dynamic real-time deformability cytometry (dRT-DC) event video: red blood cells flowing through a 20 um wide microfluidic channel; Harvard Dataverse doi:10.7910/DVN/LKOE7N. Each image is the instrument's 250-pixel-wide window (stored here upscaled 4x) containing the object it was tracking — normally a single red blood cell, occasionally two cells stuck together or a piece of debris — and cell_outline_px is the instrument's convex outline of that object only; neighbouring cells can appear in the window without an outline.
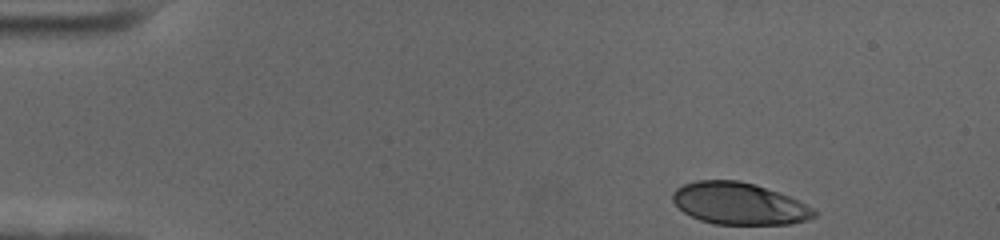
{"species": "human", "species_latin": "Homo sapiens", "temperature_condition": "cold", "stored_images_in_passage": 43, "camera_frame_rate_fps": 3000, "um_per_image_px": 0.085, "donor": {"sex": "female"}, "frame": {"image": 1, "passage_image": 1, "time_ms": 0.0, "image_size_px": [1000, 240], "cell_outline_px": [[820, 212], [816, 216], [808, 220], [792, 224], [716, 224], [700, 220], [684, 212], [672, 200], [672, 192], [676, 188], [684, 184], [696, 180], [736, 180], [756, 184], [788, 196], [816, 208]], "centroid_in_image_um": [62.87, 17.31], "position_along_channel_um": 22.1, "area_um2": 34.74}}
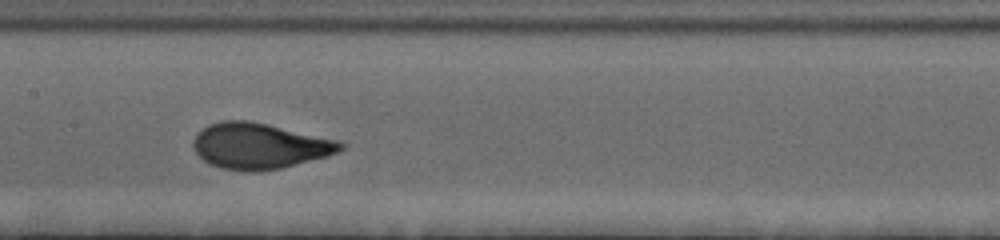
{"frame": {"image": 2, "passage_image": 23, "time_ms": 7.333, "image_size_px": [1000, 240], "cell_outline_px": [[344, 148], [328, 156], [280, 168], [256, 172], [244, 172], [220, 168], [208, 164], [196, 152], [192, 144], [196, 136], [208, 124], [224, 120], [248, 120], [340, 140], [344, 144]], "centroid_in_image_um": [22.06, 12.41], "position_along_channel_um": 185.3, "area_um2": 39.25}}
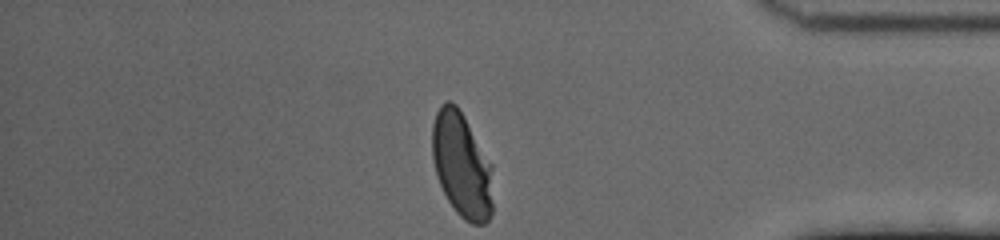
{"frame": {"image": 3, "passage_image": 43, "time_ms": 14.0, "image_size_px": [1000, 240], "cell_outline_px": [[492, 212], [488, 220], [484, 224], [472, 224], [464, 220], [456, 212], [448, 200], [440, 184], [436, 172], [432, 156], [432, 124], [436, 112], [440, 104], [448, 100], [456, 104], [464, 116], [492, 164]], "centroid_in_image_um": [39.25, 14.02], "position_along_channel_um": 396.0, "area_um2": 37.28}, "authors_computed_cell_mechanics": {"area_um2": 37.4544, "velocity_mm_per_s": 3.5216, "shape_relaxation_time_tau1_ms": 3.2301, "shape_relaxation_time_tau2_ms": null, "deformation_change_tau1": 0.1825, "deformation_change_tau2": null}}